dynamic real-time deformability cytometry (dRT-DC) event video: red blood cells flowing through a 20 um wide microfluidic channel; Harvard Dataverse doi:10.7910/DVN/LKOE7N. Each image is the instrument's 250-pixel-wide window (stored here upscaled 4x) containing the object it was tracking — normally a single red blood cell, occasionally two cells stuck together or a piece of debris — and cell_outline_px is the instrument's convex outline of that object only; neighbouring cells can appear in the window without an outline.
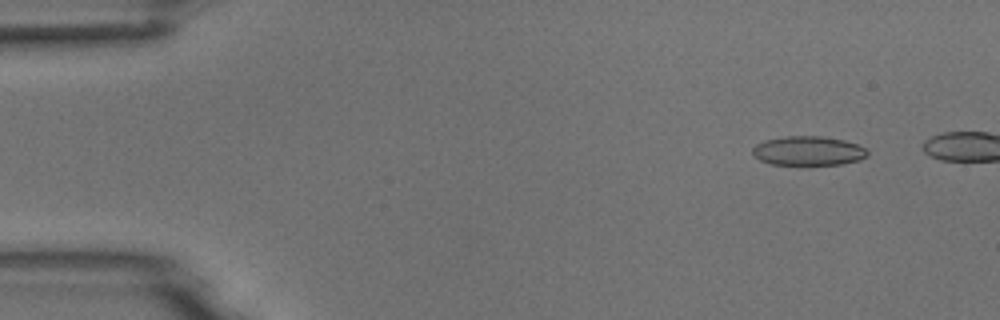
{"species": "common noctule bat (a hibernating species)", "species_latin": "Nyctalus noctula", "temperature_condition": "room temperature", "stored_images_in_passage": 16, "camera_frame_rate_fps": 3000, "um_per_image_px": 0.085, "animal": {"sex": "male", "body_mass_g": 18.8}, "frame": {"image": 1, "passage_image": 5, "time_ms": 1.333, "image_size_px": [1000, 320], "cell_outline_px": [[868, 156], [860, 160], [840, 164], [800, 168], [772, 164], [760, 160], [752, 152], [752, 148], [756, 144], [764, 140], [784, 136], [820, 136], [844, 140], [856, 144], [864, 148], [868, 152]], "centroid_in_image_um": [68.68, 12.87], "position_along_channel_um": 16.3, "area_um2": 20.4}}